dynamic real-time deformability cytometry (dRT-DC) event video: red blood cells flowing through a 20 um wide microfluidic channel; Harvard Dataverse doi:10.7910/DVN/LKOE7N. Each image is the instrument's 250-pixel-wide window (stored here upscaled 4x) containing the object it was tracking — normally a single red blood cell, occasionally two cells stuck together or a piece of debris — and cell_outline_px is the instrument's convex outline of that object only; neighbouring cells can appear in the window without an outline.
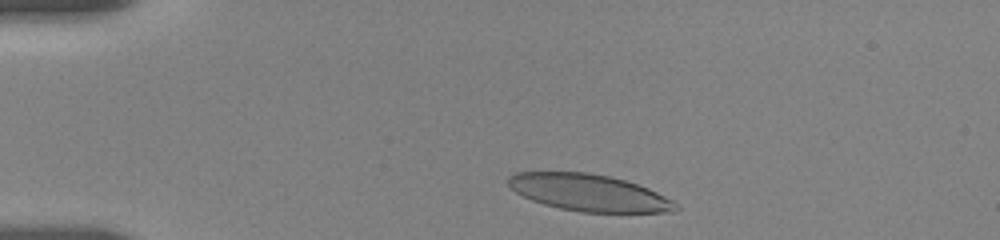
{"species": "human", "species_latin": "Homo sapiens", "temperature_condition": "room temperature", "stored_images_in_passage": 41, "camera_frame_rate_fps": 3000, "um_per_image_px": 0.085, "donor": {"sex": "female"}, "frame": {"image": 1, "passage_image": 3, "time_ms": 0.667, "image_size_px": [1000, 240], "cell_outline_px": [[680, 208], [664, 212], [580, 212], [560, 208], [544, 204], [532, 200], [516, 192], [508, 184], [508, 176], [516, 172], [588, 172], [608, 176], [624, 180], [648, 188], [672, 200]], "centroid_in_image_um": [50.03, 16.37], "position_along_channel_um": 35.0, "area_um2": 35.55}}
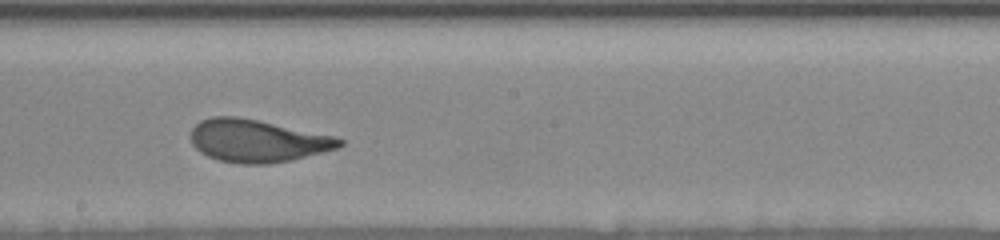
{"frame": {"image": 2, "passage_image": 24, "time_ms": 7.333, "image_size_px": [1000, 240], "cell_outline_px": [[344, 144], [336, 148], [292, 160], [268, 164], [240, 164], [220, 160], [208, 156], [200, 152], [192, 144], [192, 128], [200, 120], [212, 116], [236, 116], [336, 136], [344, 140]], "centroid_in_image_um": [21.87, 11.97], "position_along_channel_um": 226.3, "area_um2": 36.7}}
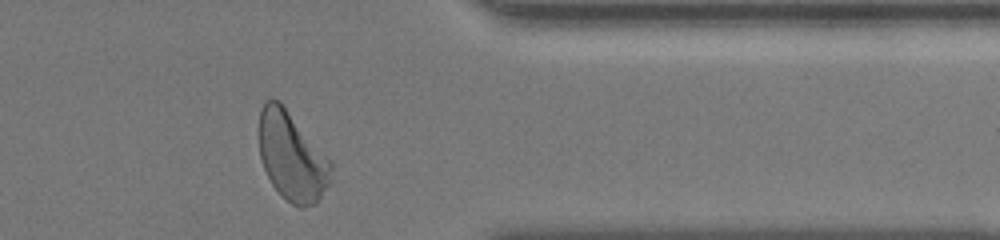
{"frame": {"image": 3, "passage_image": 39, "time_ms": 12.0, "image_size_px": [1000, 240], "cell_outline_px": [[332, 180], [316, 204], [304, 208], [300, 208], [292, 204], [272, 184], [264, 168], [260, 156], [260, 108], [264, 100], [280, 100], [332, 160]], "centroid_in_image_um": [24.86, 13.29], "position_along_channel_um": 386.5, "area_um2": 37.45}, "authors_computed_cell_mechanics": {"area_um2": 37.3388, "velocity_mm_per_s": 3.6309, "shape_relaxation_time_tau1_ms": 3.6966, "shape_relaxation_time_tau2_ms": 0.7022, "deformation_change_tau1": 0.1654, "deformation_change_tau2": 0.0726}}